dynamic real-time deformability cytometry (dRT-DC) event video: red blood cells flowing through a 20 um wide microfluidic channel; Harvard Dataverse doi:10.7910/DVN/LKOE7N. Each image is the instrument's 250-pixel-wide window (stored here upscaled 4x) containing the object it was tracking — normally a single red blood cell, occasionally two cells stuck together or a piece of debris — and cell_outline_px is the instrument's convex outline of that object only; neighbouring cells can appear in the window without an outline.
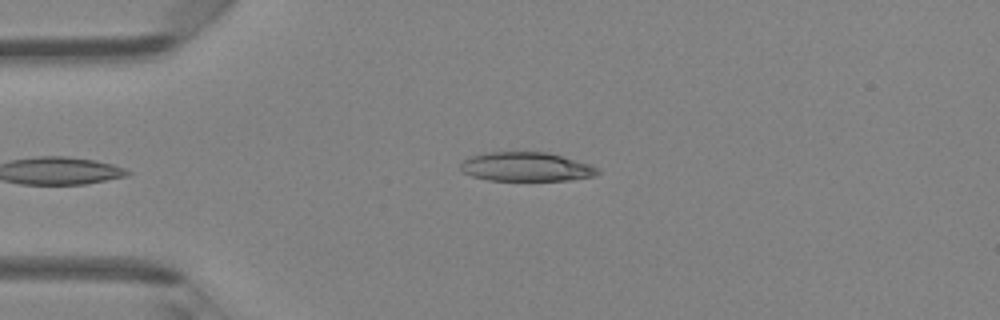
{"species": "Egyptian fruit bat (a non-hibernating species)", "species_latin": "Rousettus aegyptiacus", "temperature_condition": "room temperature", "stored_images_in_passage": 4, "camera_frame_rate_fps": 3000, "um_per_image_px": 0.085, "animal": {"sex": "female"}, "frame": {"image": 1, "passage_image": 4, "time_ms": 1.0, "image_size_px": [1000, 320], "cell_outline_px": [[600, 172], [596, 176], [568, 180], [488, 180], [472, 176], [464, 172], [460, 168], [460, 164], [468, 156], [484, 152], [548, 152], [592, 164], [600, 168]], "centroid_in_image_um": [44.76, 14.17], "position_along_channel_um": 40.2, "area_um2": 23.47}}